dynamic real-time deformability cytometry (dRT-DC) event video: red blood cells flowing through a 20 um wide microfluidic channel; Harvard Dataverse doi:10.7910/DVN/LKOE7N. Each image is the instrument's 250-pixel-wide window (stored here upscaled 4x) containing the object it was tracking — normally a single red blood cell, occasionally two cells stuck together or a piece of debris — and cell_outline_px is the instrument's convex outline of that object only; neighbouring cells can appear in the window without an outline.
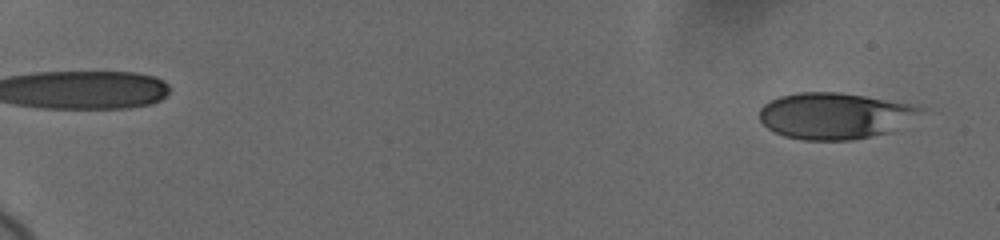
{"species": "human", "species_latin": "Homo sapiens", "temperature_condition": "cold", "stored_images_in_passage": 58, "camera_frame_rate_fps": 3000, "um_per_image_px": 0.085, "donor": {"sex": "female"}, "frame": {"image": 1, "passage_image": 3, "time_ms": 0.667, "image_size_px": [1000, 240], "cell_outline_px": [[928, 108], [892, 132], [852, 140], [804, 140], [784, 136], [768, 128], [760, 120], [760, 108], [764, 104], [780, 96], [796, 92], [840, 92], [864, 96], [908, 104]], "centroid_in_image_um": [70.95, 9.84], "position_along_channel_um": 14.1, "area_um2": 43.29}}
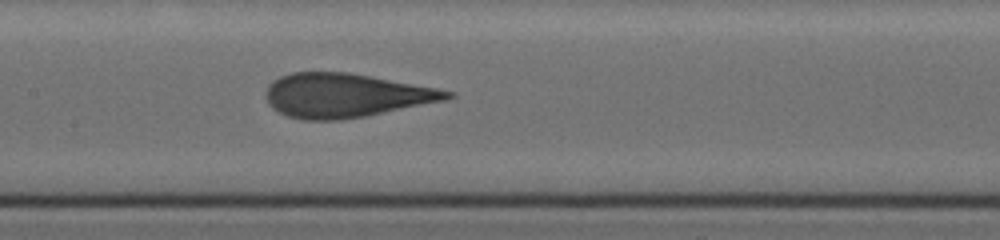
{"frame": {"image": 2, "passage_image": 32, "time_ms": 10.333, "image_size_px": [1000, 240], "cell_outline_px": [[456, 96], [444, 100], [364, 116], [340, 120], [304, 120], [288, 116], [276, 112], [268, 104], [264, 96], [268, 84], [272, 80], [280, 76], [292, 72], [348, 72], [436, 88], [452, 92]], "centroid_in_image_um": [29.28, 8.11], "position_along_channel_um": 178.1, "area_um2": 46.24}}
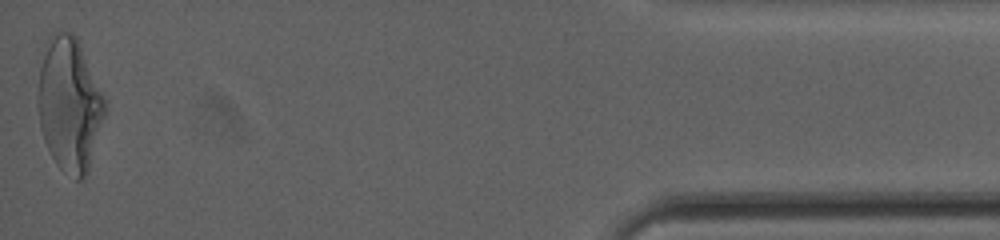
{"frame": {"image": 3, "passage_image": 58, "time_ms": 19.0, "image_size_px": [1000, 240], "cell_outline_px": [[104, 116], [88, 172], [84, 180], [76, 180], [60, 168], [56, 164], [44, 140], [40, 128], [36, 96], [40, 68], [48, 36], [52, 32], [60, 28], [72, 32], [76, 36], [104, 96]], "centroid_in_image_um": [5.87, 8.85], "position_along_channel_um": 429.3, "area_um2": 52.31}, "authors_computed_cell_mechanics": {"area_um2": 46.0666, "velocity_mm_per_s": 3.6769, "shape_relaxation_time_tau1_ms": 5.1182, "shape_relaxation_time_tau2_ms": null, "deformation_change_tau1": 0.1833, "deformation_change_tau2": null}}